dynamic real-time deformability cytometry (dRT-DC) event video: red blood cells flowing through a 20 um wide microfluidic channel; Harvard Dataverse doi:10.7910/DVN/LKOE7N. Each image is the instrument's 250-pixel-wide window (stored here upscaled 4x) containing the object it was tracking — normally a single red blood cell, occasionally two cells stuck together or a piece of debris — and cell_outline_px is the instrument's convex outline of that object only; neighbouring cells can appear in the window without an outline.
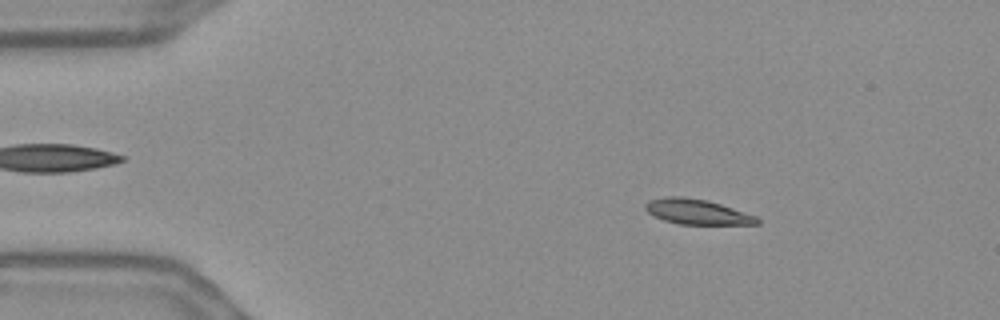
{"species": "Egyptian fruit bat (a non-hibernating species)", "species_latin": "Rousettus aegyptiacus", "temperature_condition": "warm", "stored_images_in_passage": 55, "camera_frame_rate_fps": 3000, "um_per_image_px": 0.085, "frame": {"image": 1, "passage_image": 8, "time_ms": 2.333, "image_size_px": [1000, 320], "cell_outline_px": [[760, 224], [680, 224], [664, 220], [652, 216], [644, 208], [644, 204], [648, 200], [664, 196], [684, 196], [708, 200], [756, 216], [760, 220]], "centroid_in_image_um": [59.19, 17.99], "position_along_channel_um": 25.8, "area_um2": 16.47}}
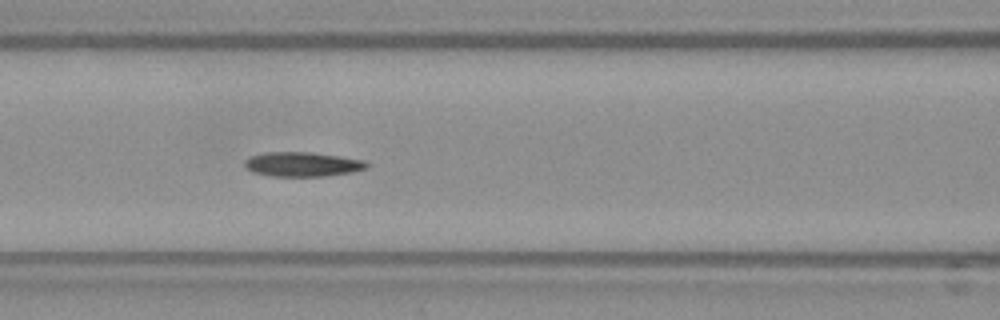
{"frame": {"image": 2, "passage_image": 23, "time_ms": 7.333, "image_size_px": [1000, 320], "cell_outline_px": [[372, 164], [368, 168], [352, 172], [324, 176], [272, 176], [252, 172], [244, 164], [244, 160], [252, 156], [264, 152], [312, 152], [340, 156], [364, 160]], "centroid_in_image_um": [25.76, 13.96], "position_along_channel_um": 140.8, "area_um2": 17.51}}
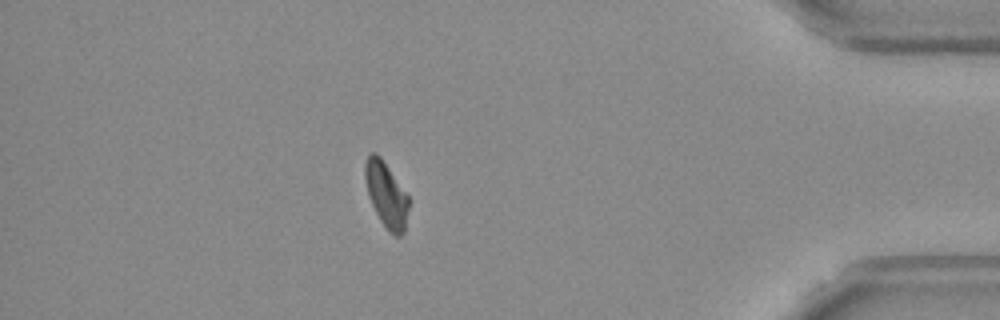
{"frame": {"image": 3, "passage_image": 48, "time_ms": 15.667, "image_size_px": [1000, 320], "cell_outline_px": [[408, 208], [404, 232], [400, 236], [396, 236], [388, 232], [380, 220], [368, 196], [364, 176], [364, 164], [368, 156], [372, 152], [376, 152], [380, 156], [408, 196]], "centroid_in_image_um": [32.81, 16.55], "position_along_channel_um": 402.4, "area_um2": 16.42}}